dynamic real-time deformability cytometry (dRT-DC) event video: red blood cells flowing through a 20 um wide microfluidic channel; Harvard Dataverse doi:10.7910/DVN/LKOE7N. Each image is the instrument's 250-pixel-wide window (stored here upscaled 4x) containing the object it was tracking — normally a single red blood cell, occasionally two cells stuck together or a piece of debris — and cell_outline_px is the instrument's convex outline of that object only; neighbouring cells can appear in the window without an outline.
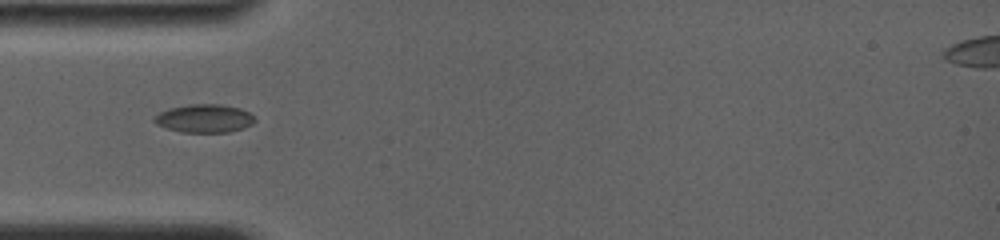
{"species": "common noctule bat (a hibernating species)", "species_latin": "Nyctalus noctula", "temperature_condition": "room temperature", "stored_images_in_passage": 4, "camera_frame_rate_fps": 4000, "um_per_image_px": 0.085, "animal": {"sex": "female", "body_mass_g": 19.0, "forearm_length_mm": 56.7}, "frame": {"image": 1, "passage_image": 3, "time_ms": 1.75, "image_size_px": [1000, 240], "cell_outline_px": [[256, 120], [252, 124], [244, 128], [228, 132], [180, 132], [156, 124], [152, 120], [152, 116], [160, 112], [172, 108], [188, 104], [220, 104], [240, 108], [256, 116]], "centroid_in_image_um": [17.38, 10.06], "position_along_channel_um": 67.6, "area_um2": 16.65}}